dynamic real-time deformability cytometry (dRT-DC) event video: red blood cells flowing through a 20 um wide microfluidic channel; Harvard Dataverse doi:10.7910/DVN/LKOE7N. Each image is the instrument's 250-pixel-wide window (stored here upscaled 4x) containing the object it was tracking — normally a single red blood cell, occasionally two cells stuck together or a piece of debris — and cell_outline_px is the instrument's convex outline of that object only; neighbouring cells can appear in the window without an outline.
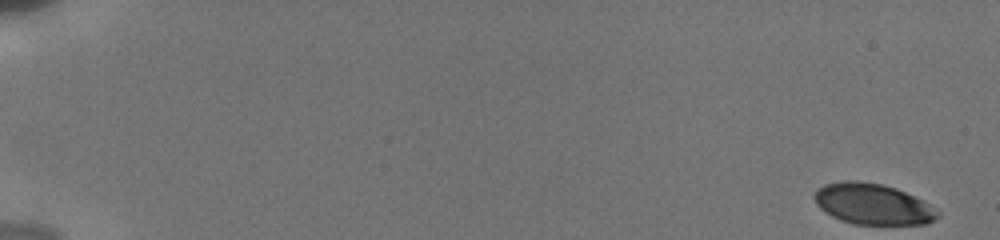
{"species": "human", "species_latin": "Homo sapiens", "temperature_condition": "cold", "stored_images_in_passage": 55, "camera_frame_rate_fps": 3000, "um_per_image_px": 0.085, "donor": {"sex": "male"}, "frame": {"image": 1, "passage_image": 1, "time_ms": 0.0, "image_size_px": [1000, 240], "cell_outline_px": [[940, 216], [936, 220], [924, 224], [852, 224], [840, 220], [824, 212], [816, 204], [812, 196], [824, 184], [844, 180], [856, 180], [884, 184], [896, 188], [928, 204], [940, 212]], "centroid_in_image_um": [74.16, 17.34], "position_along_channel_um": 10.8, "area_um2": 29.42}}
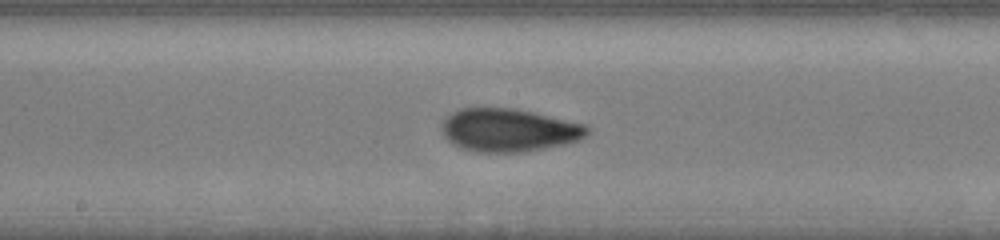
{"frame": {"image": 2, "passage_image": 31, "time_ms": 10.0, "image_size_px": [1000, 240], "cell_outline_px": [[588, 132], [584, 136], [576, 140], [564, 144], [544, 148], [520, 152], [476, 152], [452, 144], [444, 136], [440, 128], [444, 120], [452, 112], [460, 108], [516, 108], [584, 124], [588, 128]], "centroid_in_image_um": [43.2, 11.05], "position_along_channel_um": 205.0, "area_um2": 36.18}}
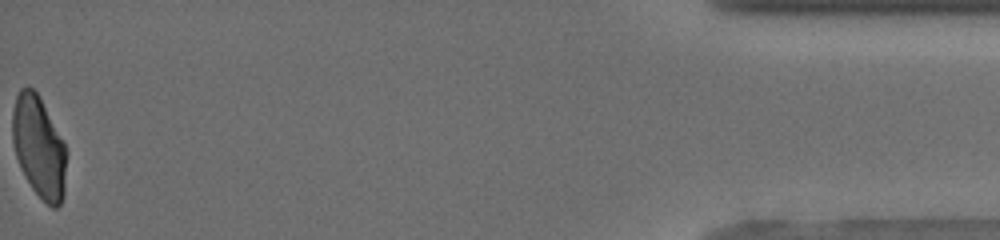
{"frame": {"image": 3, "passage_image": 55, "time_ms": 18.0, "image_size_px": [1000, 240], "cell_outline_px": [[64, 196], [60, 204], [56, 208], [52, 208], [32, 188], [20, 168], [16, 156], [12, 140], [12, 112], [16, 96], [20, 88], [32, 88], [40, 96], [64, 144]], "centroid_in_image_um": [3.27, 12.48], "position_along_channel_um": 431.9, "area_um2": 31.33}, "authors_computed_cell_mechanics": {"area_um2": 33.9864, "velocity_mm_per_s": 3.8432, "shape_relaxation_time_tau1_ms": 3.9148, "shape_relaxation_time_tau2_ms": 1.4601, "deformation_change_tau1": 0.1521, "deformation_change_tau2": 0.0609}}